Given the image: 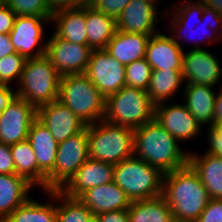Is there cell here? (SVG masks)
<instances>
[{
  "mask_svg": "<svg viewBox=\"0 0 222 222\" xmlns=\"http://www.w3.org/2000/svg\"><path fill=\"white\" fill-rule=\"evenodd\" d=\"M157 6L144 0H131L116 19L117 30L153 35L159 21Z\"/></svg>",
  "mask_w": 222,
  "mask_h": 222,
  "instance_id": "d6986e66",
  "label": "cell"
},
{
  "mask_svg": "<svg viewBox=\"0 0 222 222\" xmlns=\"http://www.w3.org/2000/svg\"><path fill=\"white\" fill-rule=\"evenodd\" d=\"M95 217L99 222H129L127 209L104 212Z\"/></svg>",
  "mask_w": 222,
  "mask_h": 222,
  "instance_id": "b9f144b4",
  "label": "cell"
},
{
  "mask_svg": "<svg viewBox=\"0 0 222 222\" xmlns=\"http://www.w3.org/2000/svg\"><path fill=\"white\" fill-rule=\"evenodd\" d=\"M188 163L199 175L210 199H222V156L189 151Z\"/></svg>",
  "mask_w": 222,
  "mask_h": 222,
  "instance_id": "d4e9b609",
  "label": "cell"
},
{
  "mask_svg": "<svg viewBox=\"0 0 222 222\" xmlns=\"http://www.w3.org/2000/svg\"><path fill=\"white\" fill-rule=\"evenodd\" d=\"M86 31L88 45L93 50L105 49L117 31L116 19L86 4Z\"/></svg>",
  "mask_w": 222,
  "mask_h": 222,
  "instance_id": "4316f807",
  "label": "cell"
},
{
  "mask_svg": "<svg viewBox=\"0 0 222 222\" xmlns=\"http://www.w3.org/2000/svg\"><path fill=\"white\" fill-rule=\"evenodd\" d=\"M205 0H193L192 3H203L204 4Z\"/></svg>",
  "mask_w": 222,
  "mask_h": 222,
  "instance_id": "681fc988",
  "label": "cell"
},
{
  "mask_svg": "<svg viewBox=\"0 0 222 222\" xmlns=\"http://www.w3.org/2000/svg\"><path fill=\"white\" fill-rule=\"evenodd\" d=\"M51 20L52 18L38 16H16L13 28L9 32L15 51L26 59L44 56L47 42L43 43L42 24L51 23Z\"/></svg>",
  "mask_w": 222,
  "mask_h": 222,
  "instance_id": "4fadbf2b",
  "label": "cell"
},
{
  "mask_svg": "<svg viewBox=\"0 0 222 222\" xmlns=\"http://www.w3.org/2000/svg\"><path fill=\"white\" fill-rule=\"evenodd\" d=\"M144 1H147L149 3H152L153 5H157L159 3V0H144ZM158 2V3H157Z\"/></svg>",
  "mask_w": 222,
  "mask_h": 222,
  "instance_id": "c3c4849f",
  "label": "cell"
},
{
  "mask_svg": "<svg viewBox=\"0 0 222 222\" xmlns=\"http://www.w3.org/2000/svg\"><path fill=\"white\" fill-rule=\"evenodd\" d=\"M125 65L104 49L92 50L85 74L107 98L126 86Z\"/></svg>",
  "mask_w": 222,
  "mask_h": 222,
  "instance_id": "8fae6325",
  "label": "cell"
},
{
  "mask_svg": "<svg viewBox=\"0 0 222 222\" xmlns=\"http://www.w3.org/2000/svg\"><path fill=\"white\" fill-rule=\"evenodd\" d=\"M90 222H99L96 217H94Z\"/></svg>",
  "mask_w": 222,
  "mask_h": 222,
  "instance_id": "f907efd6",
  "label": "cell"
},
{
  "mask_svg": "<svg viewBox=\"0 0 222 222\" xmlns=\"http://www.w3.org/2000/svg\"><path fill=\"white\" fill-rule=\"evenodd\" d=\"M51 22L55 24V33L70 42L88 45L86 31V5L62 9L52 15Z\"/></svg>",
  "mask_w": 222,
  "mask_h": 222,
  "instance_id": "603a6c76",
  "label": "cell"
},
{
  "mask_svg": "<svg viewBox=\"0 0 222 222\" xmlns=\"http://www.w3.org/2000/svg\"><path fill=\"white\" fill-rule=\"evenodd\" d=\"M58 100L86 125L104 120L106 98L85 73L61 76Z\"/></svg>",
  "mask_w": 222,
  "mask_h": 222,
  "instance_id": "5b68a950",
  "label": "cell"
},
{
  "mask_svg": "<svg viewBox=\"0 0 222 222\" xmlns=\"http://www.w3.org/2000/svg\"><path fill=\"white\" fill-rule=\"evenodd\" d=\"M125 71L126 86L147 90L152 68L145 57L126 65Z\"/></svg>",
  "mask_w": 222,
  "mask_h": 222,
  "instance_id": "d6a6232c",
  "label": "cell"
},
{
  "mask_svg": "<svg viewBox=\"0 0 222 222\" xmlns=\"http://www.w3.org/2000/svg\"><path fill=\"white\" fill-rule=\"evenodd\" d=\"M37 119V109L15 96L0 113V143L14 145L27 139L29 128Z\"/></svg>",
  "mask_w": 222,
  "mask_h": 222,
  "instance_id": "7c38bea8",
  "label": "cell"
},
{
  "mask_svg": "<svg viewBox=\"0 0 222 222\" xmlns=\"http://www.w3.org/2000/svg\"><path fill=\"white\" fill-rule=\"evenodd\" d=\"M16 16H38L52 18L46 0H4Z\"/></svg>",
  "mask_w": 222,
  "mask_h": 222,
  "instance_id": "836d02e7",
  "label": "cell"
},
{
  "mask_svg": "<svg viewBox=\"0 0 222 222\" xmlns=\"http://www.w3.org/2000/svg\"><path fill=\"white\" fill-rule=\"evenodd\" d=\"M15 164V174L38 186V164L30 142L26 139L10 146Z\"/></svg>",
  "mask_w": 222,
  "mask_h": 222,
  "instance_id": "1f68e13d",
  "label": "cell"
},
{
  "mask_svg": "<svg viewBox=\"0 0 222 222\" xmlns=\"http://www.w3.org/2000/svg\"><path fill=\"white\" fill-rule=\"evenodd\" d=\"M26 58L18 52L0 58V85L10 86V81H20Z\"/></svg>",
  "mask_w": 222,
  "mask_h": 222,
  "instance_id": "e575fe53",
  "label": "cell"
},
{
  "mask_svg": "<svg viewBox=\"0 0 222 222\" xmlns=\"http://www.w3.org/2000/svg\"><path fill=\"white\" fill-rule=\"evenodd\" d=\"M218 59L210 51L202 48H191L184 51L182 76L186 84L215 86L220 83L222 68Z\"/></svg>",
  "mask_w": 222,
  "mask_h": 222,
  "instance_id": "5bb4252c",
  "label": "cell"
},
{
  "mask_svg": "<svg viewBox=\"0 0 222 222\" xmlns=\"http://www.w3.org/2000/svg\"><path fill=\"white\" fill-rule=\"evenodd\" d=\"M179 145V141L155 118L134 129V156L158 168L163 174L188 164L189 152H184Z\"/></svg>",
  "mask_w": 222,
  "mask_h": 222,
  "instance_id": "6da1fadb",
  "label": "cell"
},
{
  "mask_svg": "<svg viewBox=\"0 0 222 222\" xmlns=\"http://www.w3.org/2000/svg\"><path fill=\"white\" fill-rule=\"evenodd\" d=\"M89 158L87 126L59 142L54 169L47 175V191L61 190Z\"/></svg>",
  "mask_w": 222,
  "mask_h": 222,
  "instance_id": "9c48e42d",
  "label": "cell"
},
{
  "mask_svg": "<svg viewBox=\"0 0 222 222\" xmlns=\"http://www.w3.org/2000/svg\"><path fill=\"white\" fill-rule=\"evenodd\" d=\"M16 53L9 34H0V58Z\"/></svg>",
  "mask_w": 222,
  "mask_h": 222,
  "instance_id": "ee69618b",
  "label": "cell"
},
{
  "mask_svg": "<svg viewBox=\"0 0 222 222\" xmlns=\"http://www.w3.org/2000/svg\"><path fill=\"white\" fill-rule=\"evenodd\" d=\"M212 87L201 84H186L184 94L182 93V101L185 102L183 104L201 126L208 124V128L214 124L216 93Z\"/></svg>",
  "mask_w": 222,
  "mask_h": 222,
  "instance_id": "7402d4cb",
  "label": "cell"
},
{
  "mask_svg": "<svg viewBox=\"0 0 222 222\" xmlns=\"http://www.w3.org/2000/svg\"><path fill=\"white\" fill-rule=\"evenodd\" d=\"M150 36L117 30L104 50L126 66L145 57Z\"/></svg>",
  "mask_w": 222,
  "mask_h": 222,
  "instance_id": "cb8c5ba5",
  "label": "cell"
},
{
  "mask_svg": "<svg viewBox=\"0 0 222 222\" xmlns=\"http://www.w3.org/2000/svg\"><path fill=\"white\" fill-rule=\"evenodd\" d=\"M45 56L61 76L86 72L92 48L59 37L55 32L46 41Z\"/></svg>",
  "mask_w": 222,
  "mask_h": 222,
  "instance_id": "30bf717a",
  "label": "cell"
},
{
  "mask_svg": "<svg viewBox=\"0 0 222 222\" xmlns=\"http://www.w3.org/2000/svg\"><path fill=\"white\" fill-rule=\"evenodd\" d=\"M27 140L33 148L38 164V186L47 191V175L54 169L59 143L38 119L29 128Z\"/></svg>",
  "mask_w": 222,
  "mask_h": 222,
  "instance_id": "e0dca14e",
  "label": "cell"
},
{
  "mask_svg": "<svg viewBox=\"0 0 222 222\" xmlns=\"http://www.w3.org/2000/svg\"><path fill=\"white\" fill-rule=\"evenodd\" d=\"M218 93L216 95L214 106V123L222 124V88Z\"/></svg>",
  "mask_w": 222,
  "mask_h": 222,
  "instance_id": "f6af8a7d",
  "label": "cell"
},
{
  "mask_svg": "<svg viewBox=\"0 0 222 222\" xmlns=\"http://www.w3.org/2000/svg\"><path fill=\"white\" fill-rule=\"evenodd\" d=\"M182 82V70H152L147 95L155 106L169 102L182 87Z\"/></svg>",
  "mask_w": 222,
  "mask_h": 222,
  "instance_id": "83f0119b",
  "label": "cell"
},
{
  "mask_svg": "<svg viewBox=\"0 0 222 222\" xmlns=\"http://www.w3.org/2000/svg\"><path fill=\"white\" fill-rule=\"evenodd\" d=\"M127 212L129 222H168L173 218L172 211L163 195L131 201Z\"/></svg>",
  "mask_w": 222,
  "mask_h": 222,
  "instance_id": "f1b7e54d",
  "label": "cell"
},
{
  "mask_svg": "<svg viewBox=\"0 0 222 222\" xmlns=\"http://www.w3.org/2000/svg\"><path fill=\"white\" fill-rule=\"evenodd\" d=\"M114 165L99 160H88L60 190L70 198H78L86 190L113 182Z\"/></svg>",
  "mask_w": 222,
  "mask_h": 222,
  "instance_id": "ac0fdd59",
  "label": "cell"
},
{
  "mask_svg": "<svg viewBox=\"0 0 222 222\" xmlns=\"http://www.w3.org/2000/svg\"><path fill=\"white\" fill-rule=\"evenodd\" d=\"M168 222H188V221H185V220H181V219H177V218H171V220H169Z\"/></svg>",
  "mask_w": 222,
  "mask_h": 222,
  "instance_id": "7dc6e473",
  "label": "cell"
},
{
  "mask_svg": "<svg viewBox=\"0 0 222 222\" xmlns=\"http://www.w3.org/2000/svg\"><path fill=\"white\" fill-rule=\"evenodd\" d=\"M6 222H56V205L29 198L6 218Z\"/></svg>",
  "mask_w": 222,
  "mask_h": 222,
  "instance_id": "4dcf8cb0",
  "label": "cell"
},
{
  "mask_svg": "<svg viewBox=\"0 0 222 222\" xmlns=\"http://www.w3.org/2000/svg\"><path fill=\"white\" fill-rule=\"evenodd\" d=\"M15 17L16 14L5 2L0 3V34H9L13 28Z\"/></svg>",
  "mask_w": 222,
  "mask_h": 222,
  "instance_id": "ab89813d",
  "label": "cell"
},
{
  "mask_svg": "<svg viewBox=\"0 0 222 222\" xmlns=\"http://www.w3.org/2000/svg\"><path fill=\"white\" fill-rule=\"evenodd\" d=\"M37 119L50 131L59 143L86 128V124L59 100L37 109Z\"/></svg>",
  "mask_w": 222,
  "mask_h": 222,
  "instance_id": "2e32d148",
  "label": "cell"
},
{
  "mask_svg": "<svg viewBox=\"0 0 222 222\" xmlns=\"http://www.w3.org/2000/svg\"><path fill=\"white\" fill-rule=\"evenodd\" d=\"M52 13L69 8H76L88 4V0H46Z\"/></svg>",
  "mask_w": 222,
  "mask_h": 222,
  "instance_id": "60d3db41",
  "label": "cell"
},
{
  "mask_svg": "<svg viewBox=\"0 0 222 222\" xmlns=\"http://www.w3.org/2000/svg\"><path fill=\"white\" fill-rule=\"evenodd\" d=\"M50 196L49 200L56 204V222H90L94 215L93 213L78 199L66 196L60 190L44 191ZM55 200V201H54Z\"/></svg>",
  "mask_w": 222,
  "mask_h": 222,
  "instance_id": "f546056e",
  "label": "cell"
},
{
  "mask_svg": "<svg viewBox=\"0 0 222 222\" xmlns=\"http://www.w3.org/2000/svg\"><path fill=\"white\" fill-rule=\"evenodd\" d=\"M174 218L195 222L210 197L197 172L188 163L164 174L163 194Z\"/></svg>",
  "mask_w": 222,
  "mask_h": 222,
  "instance_id": "7a4b0ae2",
  "label": "cell"
},
{
  "mask_svg": "<svg viewBox=\"0 0 222 222\" xmlns=\"http://www.w3.org/2000/svg\"><path fill=\"white\" fill-rule=\"evenodd\" d=\"M204 5L222 15V0H205Z\"/></svg>",
  "mask_w": 222,
  "mask_h": 222,
  "instance_id": "bcb514c9",
  "label": "cell"
},
{
  "mask_svg": "<svg viewBox=\"0 0 222 222\" xmlns=\"http://www.w3.org/2000/svg\"><path fill=\"white\" fill-rule=\"evenodd\" d=\"M155 120L178 141H186L201 134L202 127L184 104L164 102L155 106Z\"/></svg>",
  "mask_w": 222,
  "mask_h": 222,
  "instance_id": "9a60e30c",
  "label": "cell"
},
{
  "mask_svg": "<svg viewBox=\"0 0 222 222\" xmlns=\"http://www.w3.org/2000/svg\"><path fill=\"white\" fill-rule=\"evenodd\" d=\"M155 105L141 88L124 86L106 98L104 120L133 129L154 119Z\"/></svg>",
  "mask_w": 222,
  "mask_h": 222,
  "instance_id": "ba28073f",
  "label": "cell"
},
{
  "mask_svg": "<svg viewBox=\"0 0 222 222\" xmlns=\"http://www.w3.org/2000/svg\"><path fill=\"white\" fill-rule=\"evenodd\" d=\"M0 174H15L10 145L0 143Z\"/></svg>",
  "mask_w": 222,
  "mask_h": 222,
  "instance_id": "f35d334b",
  "label": "cell"
},
{
  "mask_svg": "<svg viewBox=\"0 0 222 222\" xmlns=\"http://www.w3.org/2000/svg\"><path fill=\"white\" fill-rule=\"evenodd\" d=\"M78 199L93 213L94 217L104 212L128 209L131 204L126 193L114 181L90 188Z\"/></svg>",
  "mask_w": 222,
  "mask_h": 222,
  "instance_id": "44dd1931",
  "label": "cell"
},
{
  "mask_svg": "<svg viewBox=\"0 0 222 222\" xmlns=\"http://www.w3.org/2000/svg\"><path fill=\"white\" fill-rule=\"evenodd\" d=\"M89 157L112 165L134 156V129L101 120L87 125Z\"/></svg>",
  "mask_w": 222,
  "mask_h": 222,
  "instance_id": "8992f818",
  "label": "cell"
},
{
  "mask_svg": "<svg viewBox=\"0 0 222 222\" xmlns=\"http://www.w3.org/2000/svg\"><path fill=\"white\" fill-rule=\"evenodd\" d=\"M208 134V150L207 153L222 156V124L214 123L211 128L207 130Z\"/></svg>",
  "mask_w": 222,
  "mask_h": 222,
  "instance_id": "74e56055",
  "label": "cell"
},
{
  "mask_svg": "<svg viewBox=\"0 0 222 222\" xmlns=\"http://www.w3.org/2000/svg\"><path fill=\"white\" fill-rule=\"evenodd\" d=\"M191 1L192 0H182V1L179 0V2H180L179 7L174 6V8H176L177 10L172 11V13H170V11L167 10V13H164L165 14L164 16H167V18L171 17L170 18L171 25L169 24V28H170L169 30L170 31L172 30V31L169 33H170V36L172 37V39L176 43H178L181 46L179 39L183 40L182 37L184 36V33H186V35L184 36V42H185V40L188 42L190 40V42H193V44L196 42L197 45L193 48L199 49L200 48L199 45L202 43L204 44L206 42L205 44H212V42H215V41L217 42L219 39L222 38L221 37L222 36V15H220L214 9L206 7L203 3H191ZM168 13L171 16H169ZM192 20H194V22L197 21L196 23H194L195 26H193L194 24L192 23L193 22ZM191 23L193 25L190 28ZM199 24H200V26L201 25L202 26L201 27L197 26ZM210 29H213V31L210 32L211 31ZM173 30H175L174 31L175 33L173 32ZM205 30H207V31H205ZM187 32H188V34H187ZM171 33H174V34H171ZM194 33L197 36H198V34H199V36H202V35H200L201 33H203V36H204V34H206V33L207 34L203 38L200 37V39L202 38L201 40L199 38L197 40L196 39L197 37L191 36V35H195ZM188 35H190V36H188ZM191 37H194L195 39L194 38L192 39Z\"/></svg>",
  "mask_w": 222,
  "mask_h": 222,
  "instance_id": "3957f363",
  "label": "cell"
},
{
  "mask_svg": "<svg viewBox=\"0 0 222 222\" xmlns=\"http://www.w3.org/2000/svg\"><path fill=\"white\" fill-rule=\"evenodd\" d=\"M163 177L164 174L158 168L135 156L114 165L113 181L131 201L162 195Z\"/></svg>",
  "mask_w": 222,
  "mask_h": 222,
  "instance_id": "52a82bcc",
  "label": "cell"
},
{
  "mask_svg": "<svg viewBox=\"0 0 222 222\" xmlns=\"http://www.w3.org/2000/svg\"><path fill=\"white\" fill-rule=\"evenodd\" d=\"M131 0H88L94 10L117 19Z\"/></svg>",
  "mask_w": 222,
  "mask_h": 222,
  "instance_id": "d590c367",
  "label": "cell"
},
{
  "mask_svg": "<svg viewBox=\"0 0 222 222\" xmlns=\"http://www.w3.org/2000/svg\"><path fill=\"white\" fill-rule=\"evenodd\" d=\"M0 222H6V219H0Z\"/></svg>",
  "mask_w": 222,
  "mask_h": 222,
  "instance_id": "816d5d0a",
  "label": "cell"
},
{
  "mask_svg": "<svg viewBox=\"0 0 222 222\" xmlns=\"http://www.w3.org/2000/svg\"><path fill=\"white\" fill-rule=\"evenodd\" d=\"M195 222H222V199H210Z\"/></svg>",
  "mask_w": 222,
  "mask_h": 222,
  "instance_id": "8d00e7d4",
  "label": "cell"
},
{
  "mask_svg": "<svg viewBox=\"0 0 222 222\" xmlns=\"http://www.w3.org/2000/svg\"><path fill=\"white\" fill-rule=\"evenodd\" d=\"M35 187L26 178L17 174H0V219H6L16 208L31 196Z\"/></svg>",
  "mask_w": 222,
  "mask_h": 222,
  "instance_id": "484cf974",
  "label": "cell"
},
{
  "mask_svg": "<svg viewBox=\"0 0 222 222\" xmlns=\"http://www.w3.org/2000/svg\"><path fill=\"white\" fill-rule=\"evenodd\" d=\"M184 48L168 34L150 36L145 58L152 70H182Z\"/></svg>",
  "mask_w": 222,
  "mask_h": 222,
  "instance_id": "ffe728a7",
  "label": "cell"
},
{
  "mask_svg": "<svg viewBox=\"0 0 222 222\" xmlns=\"http://www.w3.org/2000/svg\"><path fill=\"white\" fill-rule=\"evenodd\" d=\"M16 96L15 90L8 85H0V113L5 109V107L12 101Z\"/></svg>",
  "mask_w": 222,
  "mask_h": 222,
  "instance_id": "7bdbcfd3",
  "label": "cell"
},
{
  "mask_svg": "<svg viewBox=\"0 0 222 222\" xmlns=\"http://www.w3.org/2000/svg\"><path fill=\"white\" fill-rule=\"evenodd\" d=\"M60 80L61 75L45 55L28 58L23 67L19 86L15 88L16 96L38 109L58 100Z\"/></svg>",
  "mask_w": 222,
  "mask_h": 222,
  "instance_id": "277c9868",
  "label": "cell"
}]
</instances>
